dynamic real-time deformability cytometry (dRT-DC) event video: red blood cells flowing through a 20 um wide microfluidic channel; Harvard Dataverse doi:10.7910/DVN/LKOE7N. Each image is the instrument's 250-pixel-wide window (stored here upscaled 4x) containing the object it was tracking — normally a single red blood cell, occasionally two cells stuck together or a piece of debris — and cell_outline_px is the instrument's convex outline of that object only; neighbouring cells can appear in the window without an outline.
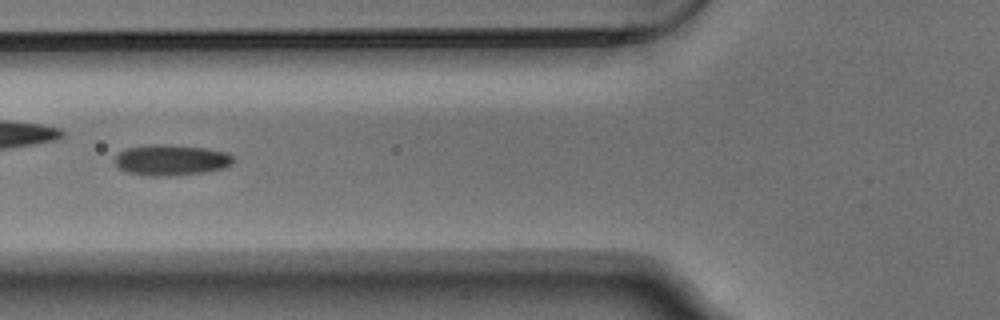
{"species": "Egyptian fruit bat (a non-hibernating species)", "species_latin": "Rousettus aegyptiacus", "temperature_condition": "warm", "stored_images_in_passage": 40, "camera_frame_rate_fps": 3000, "um_per_image_px": 0.085, "animal": {"sex": "male"}, "frame": {"image": 1, "passage_image": 7, "time_ms": 2.0, "image_size_px": [1000, 320], "cell_outline_px": [[232, 164], [228, 168], [204, 172], [168, 176], [148, 176], [128, 172], [120, 168], [116, 164], [116, 156], [120, 152], [128, 148], [152, 144], [168, 144], [204, 148], [228, 152], [232, 156]], "centroid_in_image_um": [14.59, 13.6], "position_along_channel_um": 111.2, "area_um2": 21.21}, "authors_computed_cell_mechanics": {"area_um2": 19.7387, "velocity_mm_per_s": 3.7441, "shape_relaxation_time_tau1_ms": 7.6485, "shape_relaxation_time_tau2_ms": 3.3749, "deformation_change_tau1": 0.1476, "deformation_change_tau2": 0.0939}}